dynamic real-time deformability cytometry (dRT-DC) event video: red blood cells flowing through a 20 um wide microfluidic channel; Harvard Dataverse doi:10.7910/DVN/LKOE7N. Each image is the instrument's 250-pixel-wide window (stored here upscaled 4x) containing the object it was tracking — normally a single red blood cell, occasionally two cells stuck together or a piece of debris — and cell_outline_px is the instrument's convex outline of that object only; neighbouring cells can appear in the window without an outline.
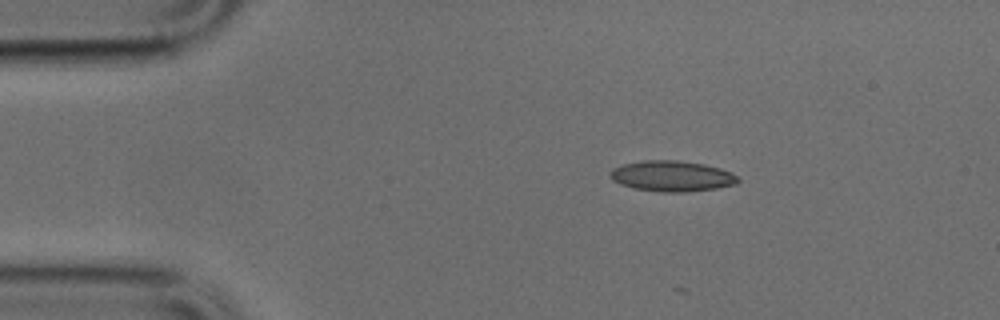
{"species": "common noctule bat (a hibernating species)", "species_latin": "Nyctalus noctula", "temperature_condition": "cold", "stored_images_in_passage": 5, "camera_frame_rate_fps": 3000, "um_per_image_px": 0.085, "animal": {"sex": "male", "body_mass_g": 17.9, "forearm_length_mm": 54.2}, "frame": {"image": 1, "passage_image": 1, "time_ms": 0.0, "image_size_px": [1000, 320], "cell_outline_px": [[740, 180], [736, 184], [716, 188], [684, 192], [664, 192], [632, 188], [620, 184], [612, 180], [608, 172], [612, 168], [624, 164], [644, 160], [676, 160], [704, 164], [720, 168], [736, 176]], "centroid_in_image_um": [57.07, 14.97], "position_along_channel_um": 27.9, "area_um2": 22.77}}